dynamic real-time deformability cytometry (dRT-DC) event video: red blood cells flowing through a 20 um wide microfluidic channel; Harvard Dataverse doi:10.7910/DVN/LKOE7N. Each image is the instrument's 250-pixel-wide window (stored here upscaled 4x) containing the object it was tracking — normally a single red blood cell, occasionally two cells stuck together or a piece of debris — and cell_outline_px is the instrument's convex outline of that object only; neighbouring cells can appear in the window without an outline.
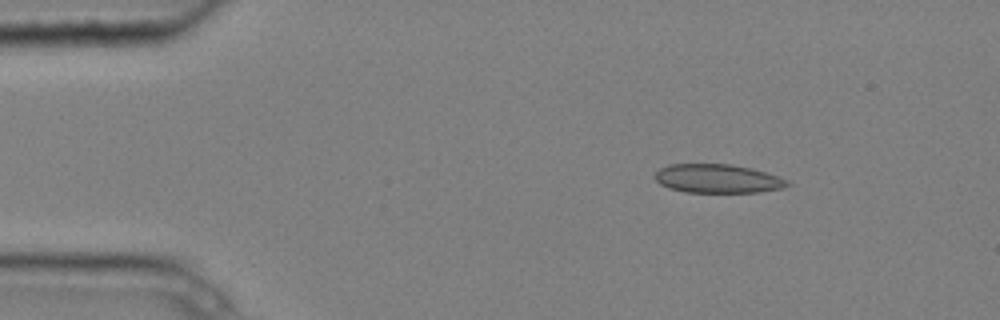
{"species": "common noctule bat (a hibernating species)", "species_latin": "Nyctalus noctula", "temperature_condition": "cold", "stored_images_in_passage": 5, "camera_frame_rate_fps": 3000, "um_per_image_px": 0.085, "animal": {"sex": "male", "body_mass_g": 20.4}, "frame": {"image": 1, "passage_image": 2, "time_ms": 0.333, "image_size_px": [1000, 320], "cell_outline_px": [[792, 184], [784, 188], [760, 192], [684, 192], [668, 188], [660, 184], [656, 180], [656, 172], [660, 168], [668, 164], [732, 164], [752, 168], [788, 180]], "centroid_in_image_um": [61.01, 15.18], "position_along_channel_um": 24.0, "area_um2": 22.25}}